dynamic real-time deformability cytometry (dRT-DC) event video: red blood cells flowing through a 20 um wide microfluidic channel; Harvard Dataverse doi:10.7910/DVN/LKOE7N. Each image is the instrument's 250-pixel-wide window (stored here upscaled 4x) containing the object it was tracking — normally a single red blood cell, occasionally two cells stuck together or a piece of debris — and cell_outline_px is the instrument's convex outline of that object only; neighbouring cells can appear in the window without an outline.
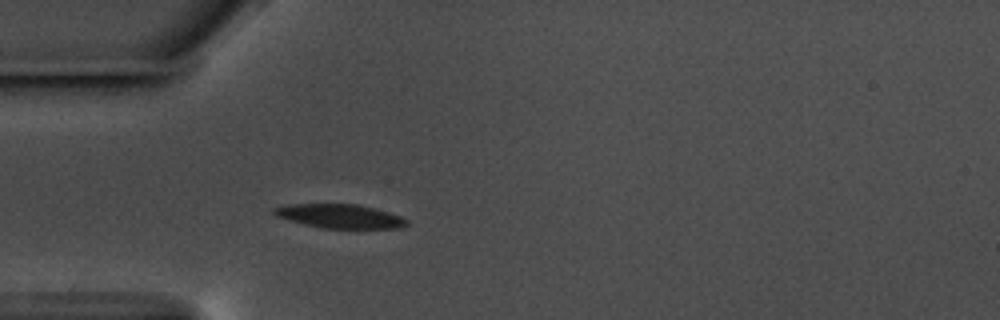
{"species": "common noctule bat (a hibernating species)", "species_latin": "Nyctalus noctula", "temperature_condition": "warm", "stored_images_in_passage": 42, "camera_frame_rate_fps": 3000, "um_per_image_px": 0.085, "animal": {"sex": "male", "body_mass_g": 17.5, "forearm_length_mm": 52.3}, "frame": {"image": 1, "passage_image": 1, "time_ms": 0.0, "image_size_px": [1000, 320], "cell_outline_px": [[408, 224], [400, 228], [320, 228], [304, 224], [276, 216], [272, 212], [272, 208], [288, 204], [356, 204], [388, 212], [400, 216], [408, 220]], "centroid_in_image_um": [28.86, 18.37], "position_along_channel_um": 56.1, "area_um2": 18.38}}
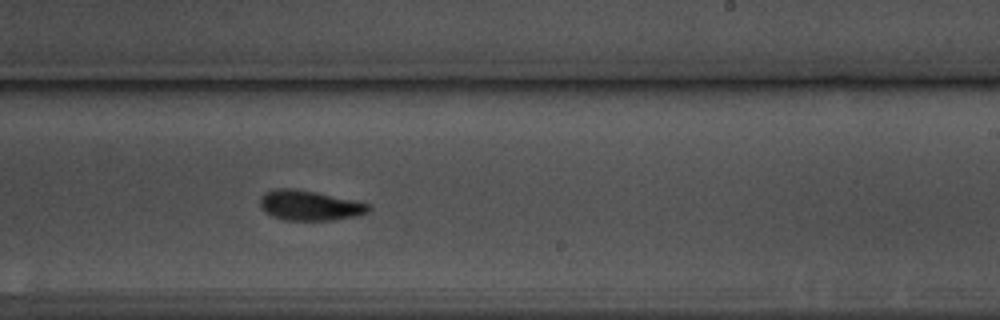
{"frame": {"image": 2, "passage_image": 19, "time_ms": 6.0, "image_size_px": [1000, 320], "cell_outline_px": [[372, 208], [368, 212], [356, 216], [332, 220], [284, 220], [272, 216], [264, 212], [260, 208], [260, 196], [264, 192], [276, 188], [292, 188], [316, 192], [352, 200], [368, 204]], "centroid_in_image_um": [26.26, 17.46], "position_along_channel_um": 262.7, "area_um2": 19.02}}
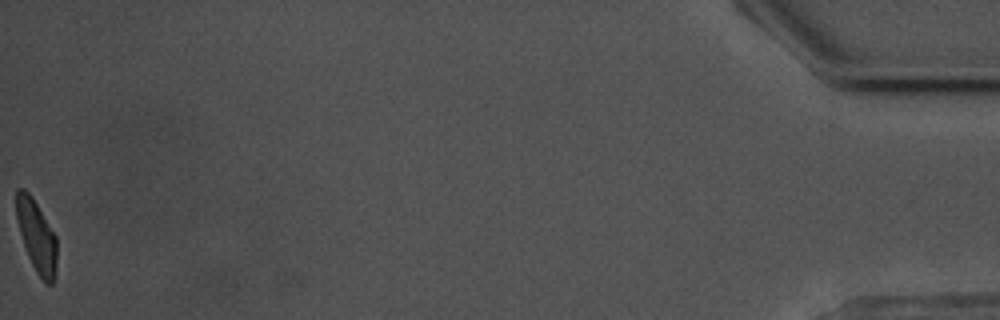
{"frame": {"image": 3, "passage_image": 42, "time_ms": 13.667, "image_size_px": [1000, 320], "cell_outline_px": [[56, 260], [52, 284], [44, 284], [36, 272], [28, 256], [20, 232], [16, 216], [16, 188], [24, 188], [32, 196], [56, 236]], "centroid_in_image_um": [3.09, 20.05], "position_along_channel_um": 432.1, "area_um2": 16.76}, "authors_computed_cell_mechanics": {"area_um2": 18.9873, "velocity_mm_per_s": 3.5444, "shape_relaxation_time_tau1_ms": 3.7208, "shape_relaxation_time_tau2_ms": 3.2749, "deformation_change_tau1": 0.1258, "deformation_change_tau2": 0.0897}}